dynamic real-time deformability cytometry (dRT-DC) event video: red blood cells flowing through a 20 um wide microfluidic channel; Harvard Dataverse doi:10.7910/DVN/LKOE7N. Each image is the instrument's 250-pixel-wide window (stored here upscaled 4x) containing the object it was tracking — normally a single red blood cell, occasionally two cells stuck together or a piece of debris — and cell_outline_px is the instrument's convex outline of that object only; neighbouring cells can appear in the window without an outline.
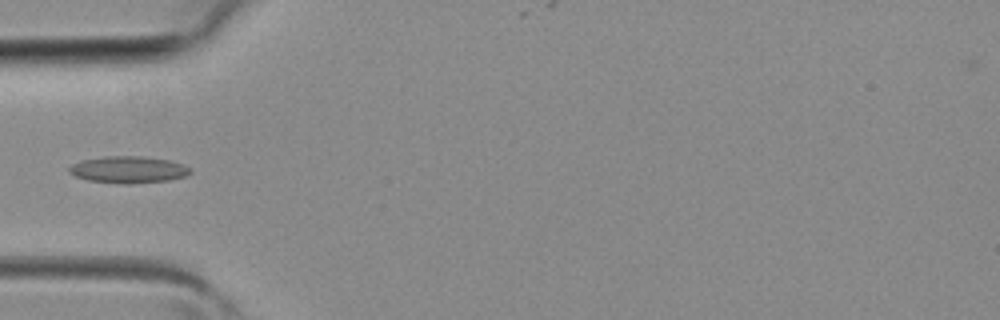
{"species": "common noctule bat (a hibernating species)", "species_latin": "Nyctalus noctula", "temperature_condition": "room temperature", "stored_images_in_passage": 3, "camera_frame_rate_fps": 3000, "um_per_image_px": 0.085, "animal": {"sex": "female", "body_mass_g": 19.3, "forearm_length_mm": 54.1}, "frame": {"image": 1, "passage_image": 3, "time_ms": 0.667, "image_size_px": [1000, 320], "cell_outline_px": [[192, 172], [188, 176], [168, 180], [132, 184], [124, 184], [88, 180], [76, 176], [68, 172], [68, 168], [72, 164], [80, 160], [104, 156], [144, 156], [172, 160], [184, 164], [192, 168]], "centroid_in_image_um": [10.96, 14.41], "position_along_channel_um": 74.0, "area_um2": 19.31}}